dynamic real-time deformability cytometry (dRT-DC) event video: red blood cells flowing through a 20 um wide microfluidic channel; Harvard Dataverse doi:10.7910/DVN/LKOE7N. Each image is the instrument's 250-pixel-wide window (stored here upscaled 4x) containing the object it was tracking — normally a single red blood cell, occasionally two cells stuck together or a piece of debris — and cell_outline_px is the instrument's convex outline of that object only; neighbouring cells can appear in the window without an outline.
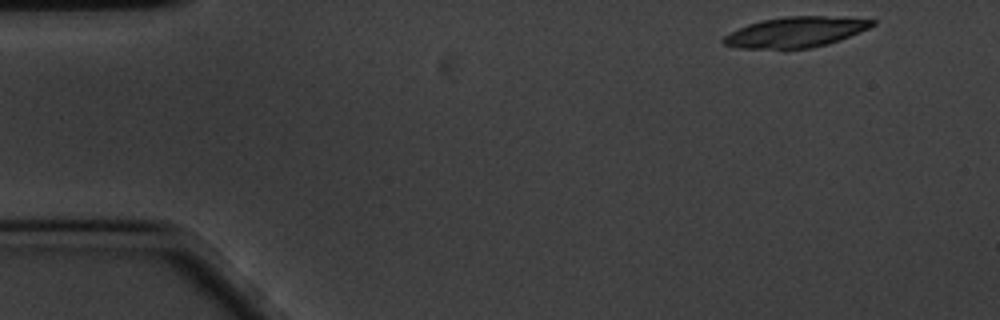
{"species": "common noctule bat (a hibernating species)", "species_latin": "Nyctalus noctula", "temperature_condition": "cold", "stored_images_in_passage": 10, "camera_frame_rate_fps": 3000, "um_per_image_px": 0.085, "animal": {"sex": "male", "body_mass_g": 20.1, "forearm_length_mm": 53.5}, "frame": {"image": 1, "passage_image": 1, "time_ms": 0.0, "image_size_px": [1000, 320], "cell_outline_px": [[876, 24], [860, 32], [840, 40], [828, 44], [812, 48], [736, 48], [724, 44], [720, 40], [724, 36], [748, 24], [764, 20], [788, 16], [844, 16], [876, 20]], "centroid_in_image_um": [67.69, 2.72], "position_along_channel_um": 17.3, "area_um2": 26.36}}